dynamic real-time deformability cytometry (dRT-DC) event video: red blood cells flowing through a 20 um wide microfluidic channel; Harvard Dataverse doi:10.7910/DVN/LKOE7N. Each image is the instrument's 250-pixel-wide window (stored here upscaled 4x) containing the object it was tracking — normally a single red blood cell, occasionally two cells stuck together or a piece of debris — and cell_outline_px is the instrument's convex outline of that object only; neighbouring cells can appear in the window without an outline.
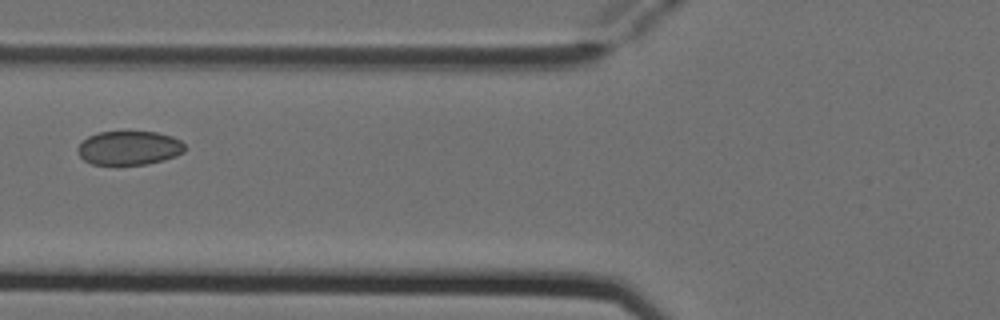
{"species": "Egyptian fruit bat (a non-hibernating species)", "species_latin": "Rousettus aegyptiacus", "temperature_condition": "cold", "stored_images_in_passage": 6, "camera_frame_rate_fps": 3000, "um_per_image_px": 0.085, "animal": {"sex": "female"}, "frame": {"image": 1, "passage_image": 6, "time_ms": 1.667, "image_size_px": [1000, 320], "cell_outline_px": [[188, 148], [184, 152], [176, 156], [164, 160], [144, 164], [92, 164], [84, 160], [80, 156], [76, 148], [88, 136], [96, 132], [128, 128], [156, 132], [172, 136], [180, 140]], "centroid_in_image_um": [10.99, 12.51], "position_along_channel_um": 114.8, "area_um2": 22.08}}